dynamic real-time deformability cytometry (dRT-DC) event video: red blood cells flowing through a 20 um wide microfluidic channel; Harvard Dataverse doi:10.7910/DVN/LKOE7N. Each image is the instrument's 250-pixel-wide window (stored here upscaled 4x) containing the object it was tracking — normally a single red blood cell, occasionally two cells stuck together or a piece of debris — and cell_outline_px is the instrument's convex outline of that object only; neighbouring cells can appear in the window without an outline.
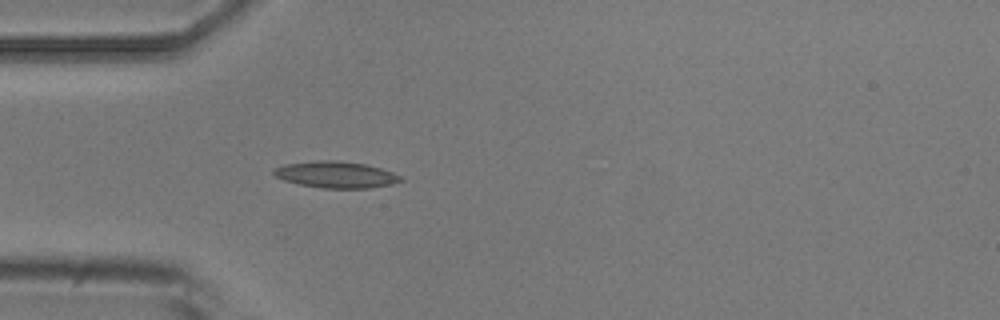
{"species": "common noctule bat (a hibernating species)", "species_latin": "Nyctalus noctula", "temperature_condition": "room temperature", "stored_images_in_passage": 4, "camera_frame_rate_fps": 3000, "um_per_image_px": 0.085, "animal": {"sex": "male", "body_mass_g": 20.5, "forearm_length_mm": 52.5}, "frame": {"image": 1, "passage_image": 4, "time_ms": 4.333, "image_size_px": [1000, 320], "cell_outline_px": [[404, 180], [392, 184], [368, 188], [324, 188], [300, 184], [284, 180], [276, 176], [272, 172], [272, 168], [284, 164], [316, 160], [340, 160], [364, 164], [380, 168], [392, 172], [400, 176]], "centroid_in_image_um": [28.53, 14.83], "position_along_channel_um": 56.5, "area_um2": 19.59}}